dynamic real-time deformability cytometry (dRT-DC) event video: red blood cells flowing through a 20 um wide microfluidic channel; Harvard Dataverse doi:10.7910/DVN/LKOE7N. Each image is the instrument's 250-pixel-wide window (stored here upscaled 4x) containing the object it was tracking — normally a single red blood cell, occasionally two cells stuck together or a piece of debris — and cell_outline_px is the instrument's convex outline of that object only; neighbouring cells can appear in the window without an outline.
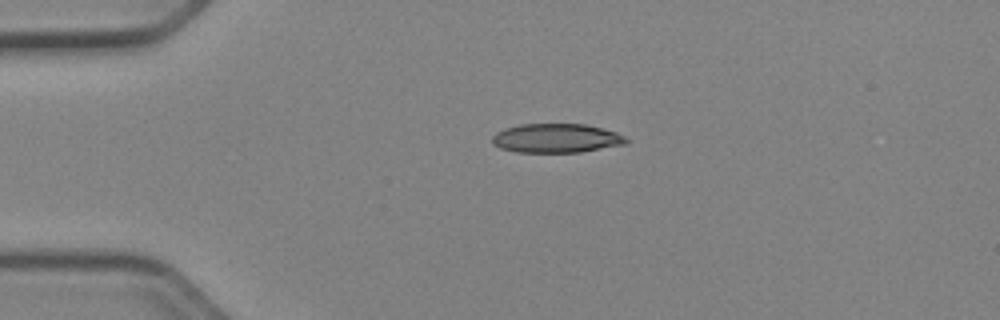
{"species": "Egyptian fruit bat (a non-hibernating species)", "species_latin": "Rousettus aegyptiacus", "temperature_condition": "cold", "stored_images_in_passage": 40, "camera_frame_rate_fps": 3000, "um_per_image_px": 0.085, "animal": {"sex": "female"}, "frame": {"image": 1, "passage_image": 1, "time_ms": 0.0, "image_size_px": [1000, 320], "cell_outline_px": [[628, 144], [580, 152], [516, 152], [500, 148], [492, 144], [492, 136], [496, 132], [520, 124], [584, 124], [616, 132], [624, 136], [628, 140]], "centroid_in_image_um": [47.29, 11.75], "position_along_channel_um": 37.7, "area_um2": 22.66}}
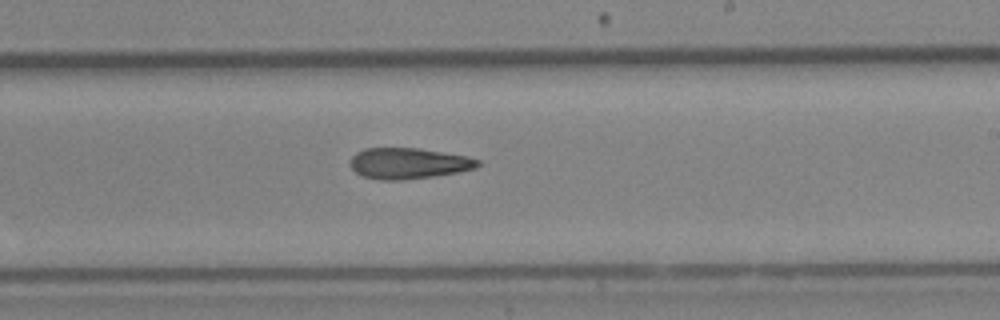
{"frame": {"image": 2, "passage_image": 20, "time_ms": 6.333, "image_size_px": [1000, 320], "cell_outline_px": [[480, 164], [476, 168], [456, 172], [432, 176], [400, 180], [380, 180], [364, 176], [356, 172], [352, 168], [352, 156], [356, 152], [364, 148], [420, 148], [464, 156], [480, 160]], "centroid_in_image_um": [34.71, 13.88], "position_along_channel_um": 254.3, "area_um2": 22.66}}
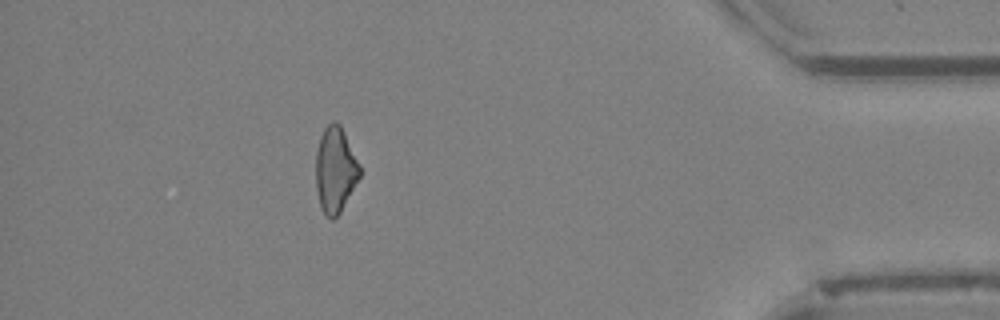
{"frame": {"image": 3, "passage_image": 35, "time_ms": 11.333, "image_size_px": [1000, 320], "cell_outline_px": [[360, 176], [340, 212], [332, 220], [324, 216], [320, 208], [316, 188], [316, 152], [320, 136], [324, 128], [332, 120], [336, 120], [340, 124], [360, 164]], "centroid_in_image_um": [28.48, 14.43], "position_along_channel_um": 406.7, "area_um2": 22.02}, "authors_computed_cell_mechanics": {"area_um2": 23.2067, "velocity_mm_per_s": 3.9818, "shape_relaxation_time_tau1_ms": null, "shape_relaxation_time_tau2_ms": 10.1623, "deformation_change_tau1": null, "deformation_change_tau2": 0.2273}}